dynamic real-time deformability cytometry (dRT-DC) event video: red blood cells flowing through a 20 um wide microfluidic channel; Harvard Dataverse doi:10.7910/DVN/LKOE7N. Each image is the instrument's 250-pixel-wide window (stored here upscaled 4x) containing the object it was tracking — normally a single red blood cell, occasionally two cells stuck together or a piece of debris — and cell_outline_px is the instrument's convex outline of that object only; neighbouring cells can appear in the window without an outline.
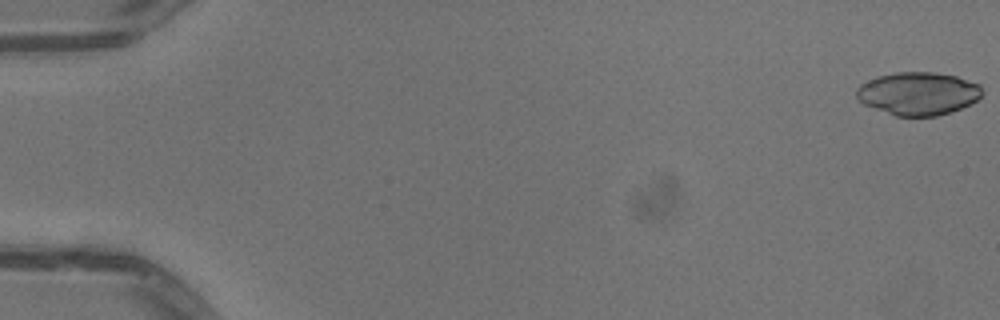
{"species": "common noctule bat (a hibernating species)", "species_latin": "Nyctalus noctula", "temperature_condition": "warm", "stored_images_in_passage": 43, "camera_frame_rate_fps": 3000, "um_per_image_px": 0.085, "animal": {"sex": "male", "body_mass_g": 13.3}, "frame": {"image": 1, "passage_image": 1, "time_ms": 0.0, "image_size_px": [1000, 320], "cell_outline_px": [[984, 92], [976, 100], [952, 112], [936, 116], [896, 116], [864, 104], [856, 96], [856, 88], [860, 84], [876, 76], [896, 72], [936, 72], [956, 76], [980, 84]], "centroid_in_image_um": [78.04, 7.94], "position_along_channel_um": 7.0, "area_um2": 31.5}}